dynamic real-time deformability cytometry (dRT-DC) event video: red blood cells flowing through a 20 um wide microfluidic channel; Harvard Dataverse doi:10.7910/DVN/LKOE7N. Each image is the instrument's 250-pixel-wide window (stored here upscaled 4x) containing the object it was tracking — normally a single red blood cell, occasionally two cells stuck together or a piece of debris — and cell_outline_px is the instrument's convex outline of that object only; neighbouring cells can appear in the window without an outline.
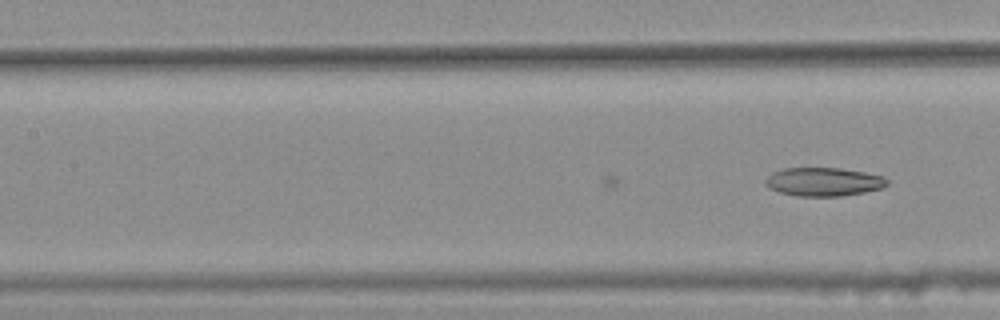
{"species": "common noctule bat (a hibernating species)", "species_latin": "Nyctalus noctula", "temperature_condition": "warm", "stored_images_in_passage": 22, "camera_frame_rate_fps": 3000, "um_per_image_px": 0.085, "animal": {"sex": "female", "body_mass_g": 25.1}, "frame": {"image": 1, "passage_image": 22, "time_ms": 7.0, "image_size_px": [1000, 320], "cell_outline_px": [[888, 184], [884, 188], [864, 192], [840, 196], [796, 196], [780, 192], [768, 188], [764, 184], [764, 180], [772, 172], [784, 168], [840, 168], [864, 172], [884, 176], [888, 180]], "centroid_in_image_um": [70.0, 15.45], "position_along_channel_um": 137.4, "area_um2": 20.4}}